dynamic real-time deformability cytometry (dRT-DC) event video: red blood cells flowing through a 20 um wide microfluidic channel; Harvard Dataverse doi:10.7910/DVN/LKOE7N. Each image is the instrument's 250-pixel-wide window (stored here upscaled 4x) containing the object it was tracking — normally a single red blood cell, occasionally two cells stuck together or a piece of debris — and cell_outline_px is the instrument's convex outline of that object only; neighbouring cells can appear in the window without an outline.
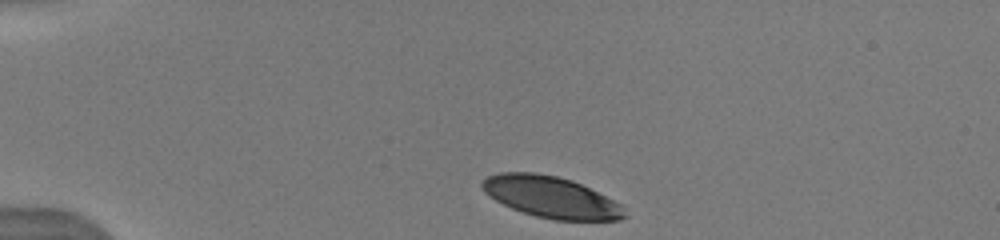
{"species": "human", "species_latin": "Homo sapiens", "temperature_condition": "warm", "stored_images_in_passage": 19, "camera_frame_rate_fps": 3000, "um_per_image_px": 0.085, "donor": {"sex": "male"}, "frame": {"image": 1, "passage_image": 1, "time_ms": 0.0, "image_size_px": [1000, 240], "cell_outline_px": [[628, 216], [620, 220], [552, 220], [536, 216], [512, 208], [488, 196], [484, 192], [480, 184], [488, 176], [500, 172], [536, 172], [556, 176], [572, 180], [620, 204], [624, 208]], "centroid_in_image_um": [46.82, 16.75], "position_along_channel_um": 38.2, "area_um2": 34.1}}
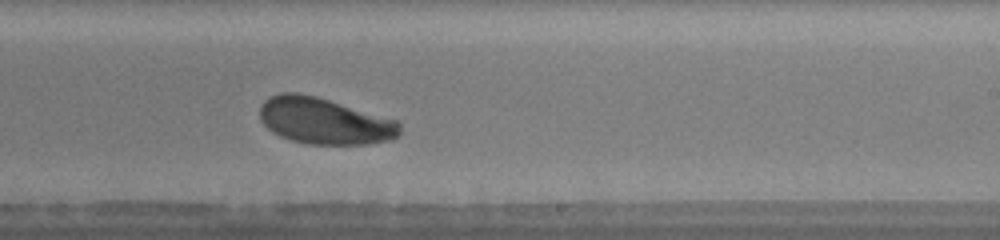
{"frame": {"image": 2, "passage_image": 19, "time_ms": 7.0, "image_size_px": [1000, 240], "cell_outline_px": [[400, 136], [392, 140], [368, 144], [308, 144], [292, 140], [280, 136], [272, 132], [260, 120], [260, 108], [264, 100], [268, 96], [280, 92], [296, 92], [316, 96], [400, 120]], "centroid_in_image_um": [27.6, 10.27], "position_along_channel_um": 261.4, "area_um2": 38.32}}